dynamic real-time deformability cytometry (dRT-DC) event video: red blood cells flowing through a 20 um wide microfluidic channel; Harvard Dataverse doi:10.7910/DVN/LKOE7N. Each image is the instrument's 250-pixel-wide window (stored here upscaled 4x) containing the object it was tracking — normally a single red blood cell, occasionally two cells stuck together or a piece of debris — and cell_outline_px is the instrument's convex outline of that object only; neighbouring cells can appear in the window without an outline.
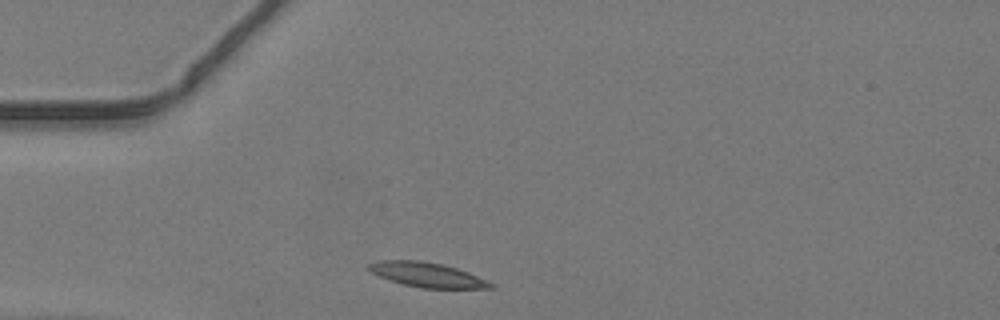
{"species": "common noctule bat (a hibernating species)", "species_latin": "Nyctalus noctula", "temperature_condition": "warm", "stored_images_in_passage": 10, "camera_frame_rate_fps": 3000, "um_per_image_px": 0.085, "animal": {"sex": "male", "body_mass_g": 19.2, "forearm_length_mm": 51.8}, "frame": {"image": 1, "passage_image": 1, "time_ms": 0.0, "image_size_px": [1000, 320], "cell_outline_px": [[496, 288], [420, 288], [404, 284], [380, 276], [372, 272], [368, 268], [368, 264], [380, 260], [420, 260], [444, 264], [468, 272], [496, 284]], "centroid_in_image_um": [36.36, 23.35], "position_along_channel_um": 48.6, "area_um2": 17.4}}
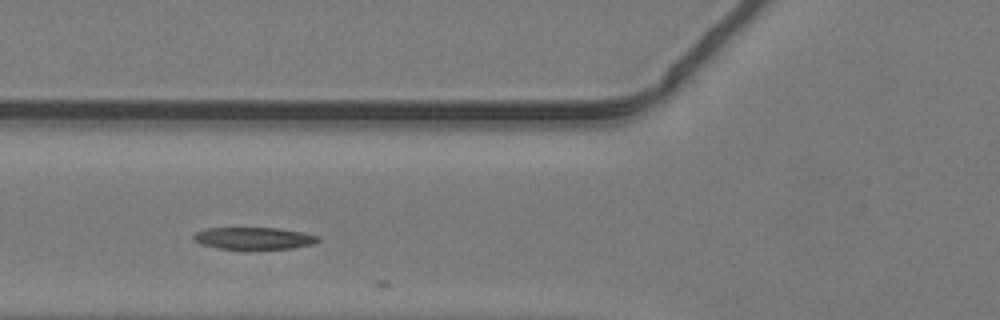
{"frame": {"image": 2, "passage_image": 6, "time_ms": 1.667, "image_size_px": [1000, 320], "cell_outline_px": [[320, 240], [312, 244], [292, 248], [216, 248], [200, 244], [192, 240], [192, 236], [196, 232], [208, 228], [280, 228], [304, 232], [320, 236]], "centroid_in_image_um": [21.57, 20.24], "position_along_channel_um": 104.2, "area_um2": 15.9}}
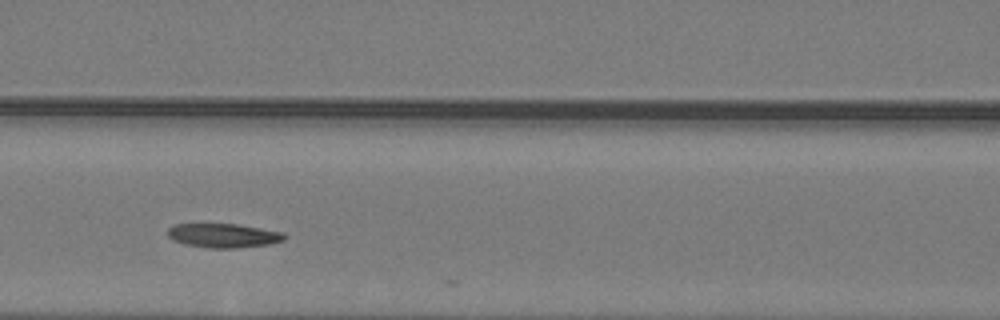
{"frame": {"image": 3, "passage_image": 9, "time_ms": 2.667, "image_size_px": [1000, 320], "cell_outline_px": [[288, 236], [284, 240], [268, 244], [236, 248], [208, 248], [184, 244], [168, 236], [168, 228], [176, 224], [236, 224], [284, 232]], "centroid_in_image_um": [19.02, 20.02], "position_along_channel_um": 147.6, "area_um2": 16.3}}